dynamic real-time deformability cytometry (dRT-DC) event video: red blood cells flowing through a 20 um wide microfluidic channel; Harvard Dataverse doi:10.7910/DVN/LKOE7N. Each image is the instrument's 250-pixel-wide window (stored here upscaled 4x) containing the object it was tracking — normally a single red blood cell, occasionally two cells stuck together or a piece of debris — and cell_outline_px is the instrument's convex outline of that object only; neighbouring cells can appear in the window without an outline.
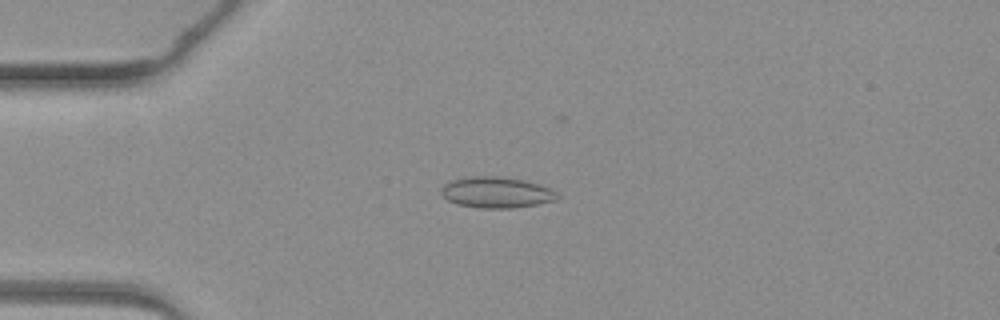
{"species": "common noctule bat (a hibernating species)", "species_latin": "Nyctalus noctula", "temperature_condition": "warm", "stored_images_in_passage": 6, "camera_frame_rate_fps": 3000, "um_per_image_px": 0.085, "animal": {"sex": "female", "body_mass_g": 19.3, "forearm_length_mm": 54.1}, "frame": {"image": 1, "passage_image": 3, "time_ms": 2.333, "image_size_px": [1000, 320], "cell_outline_px": [[560, 196], [556, 200], [536, 204], [512, 208], [480, 208], [456, 204], [448, 200], [440, 192], [440, 188], [444, 184], [452, 180], [468, 176], [496, 176], [524, 180], [540, 184], [552, 188]], "centroid_in_image_um": [42.2, 16.35], "position_along_channel_um": 42.8, "area_um2": 21.1}}
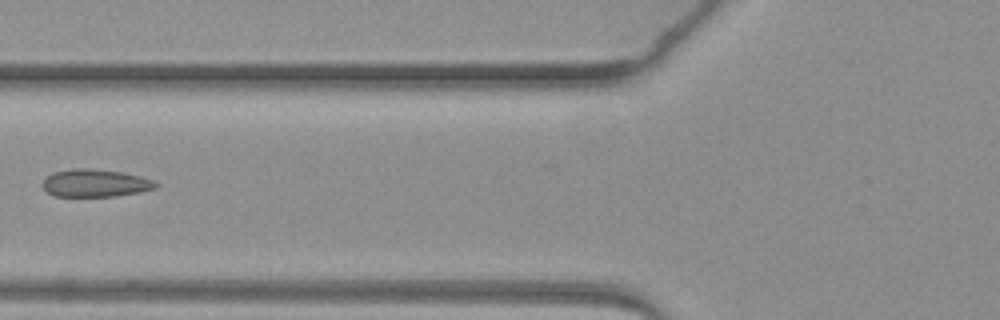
{"frame": {"image": 2, "passage_image": 5, "time_ms": 4.667, "image_size_px": [1000, 320], "cell_outline_px": [[160, 184], [156, 188], [140, 192], [116, 196], [52, 196], [40, 184], [44, 176], [52, 172], [72, 168], [88, 168], [120, 172], [140, 176], [156, 180]], "centroid_in_image_um": [8.07, 15.56], "position_along_channel_um": 117.7, "area_um2": 18.55}}
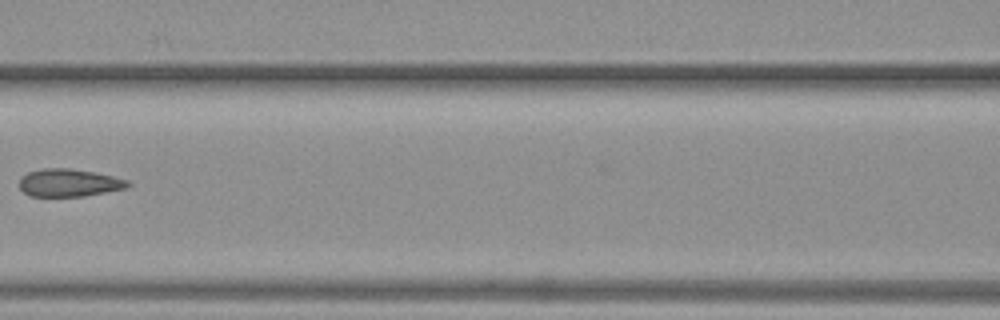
{"frame": {"image": 3, "passage_image": 6, "time_ms": 5.667, "image_size_px": [1000, 320], "cell_outline_px": [[132, 184], [124, 188], [84, 196], [28, 196], [20, 188], [20, 176], [28, 172], [40, 168], [72, 168], [96, 172], [128, 180]], "centroid_in_image_um": [5.83, 15.52], "position_along_channel_um": 160.8, "area_um2": 17.57}}